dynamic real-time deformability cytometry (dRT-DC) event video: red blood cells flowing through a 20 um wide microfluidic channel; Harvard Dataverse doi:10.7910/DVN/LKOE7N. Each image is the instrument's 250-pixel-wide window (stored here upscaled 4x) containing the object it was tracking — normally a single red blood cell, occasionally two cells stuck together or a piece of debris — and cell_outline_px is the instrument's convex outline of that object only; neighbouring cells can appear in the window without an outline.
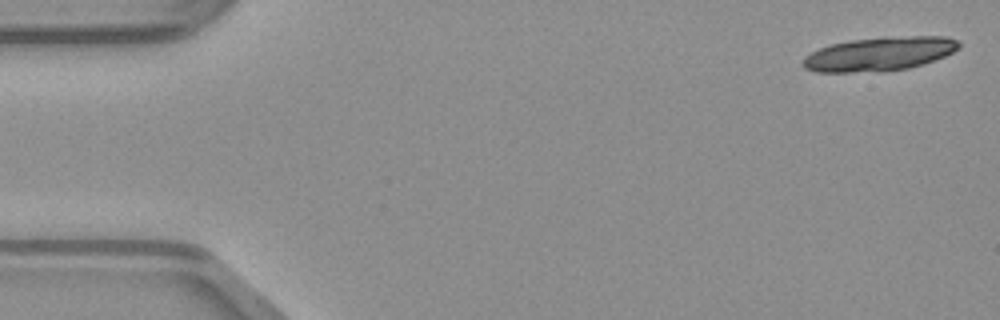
{"species": "common noctule bat (a hibernating species)", "species_latin": "Nyctalus noctula", "temperature_condition": "warm", "stored_images_in_passage": 16, "camera_frame_rate_fps": 3000, "um_per_image_px": 0.085, "animal": {"sex": "male", "body_mass_g": 23.1, "forearm_length_mm": 52.7}, "frame": {"image": 1, "passage_image": 1, "time_ms": 0.0, "image_size_px": [1000, 320], "cell_outline_px": [[960, 44], [952, 52], [944, 56], [924, 64], [908, 68], [880, 72], [816, 72], [804, 68], [800, 64], [804, 56], [820, 48], [832, 44], [852, 40], [884, 36], [948, 36], [956, 40]], "centroid_in_image_um": [74.71, 4.58], "position_along_channel_um": 10.3, "area_um2": 30.98}}